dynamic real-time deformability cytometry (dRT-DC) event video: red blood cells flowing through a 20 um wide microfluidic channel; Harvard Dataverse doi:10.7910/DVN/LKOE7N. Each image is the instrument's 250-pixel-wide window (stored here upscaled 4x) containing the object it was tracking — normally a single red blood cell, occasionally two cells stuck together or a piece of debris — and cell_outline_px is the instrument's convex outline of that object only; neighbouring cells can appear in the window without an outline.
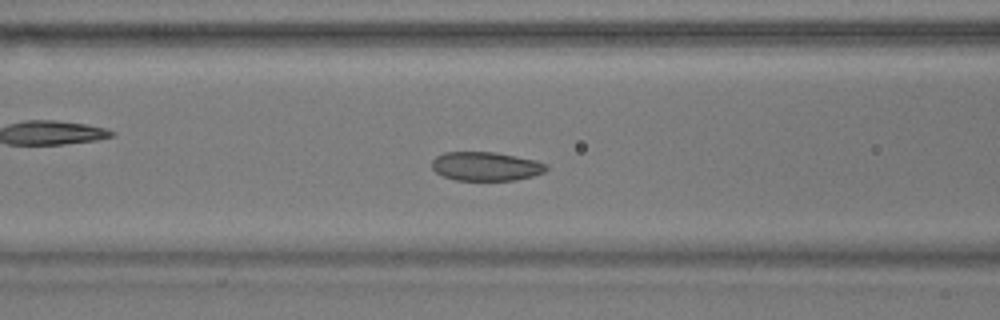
{"species": "common noctule bat (a hibernating species)", "species_latin": "Nyctalus noctula", "temperature_condition": "warm", "stored_images_in_passage": 56, "camera_frame_rate_fps": 3000, "um_per_image_px": 0.085, "animal": {"sex": "male", "body_mass_g": 17.9}, "frame": {"image": 1, "passage_image": 21, "time_ms": 6.667, "image_size_px": [1000, 320], "cell_outline_px": [[548, 168], [544, 172], [532, 176], [516, 180], [456, 180], [444, 176], [436, 172], [432, 168], [432, 160], [436, 156], [444, 152], [496, 152], [536, 160], [548, 164]], "centroid_in_image_um": [41.31, 14.13], "position_along_channel_um": 125.3, "area_um2": 19.31}}
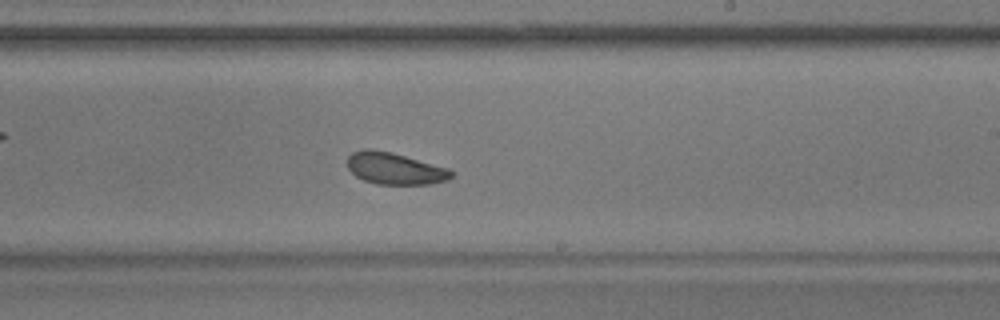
{"frame": {"image": 2, "passage_image": 32, "time_ms": 10.333, "image_size_px": [1000, 320], "cell_outline_px": [[456, 172], [448, 180], [428, 184], [376, 184], [364, 180], [356, 176], [348, 168], [348, 156], [352, 152], [364, 148], [368, 148], [392, 152], [448, 168]], "centroid_in_image_um": [33.57, 14.32], "position_along_channel_um": 255.4, "area_um2": 19.31}}
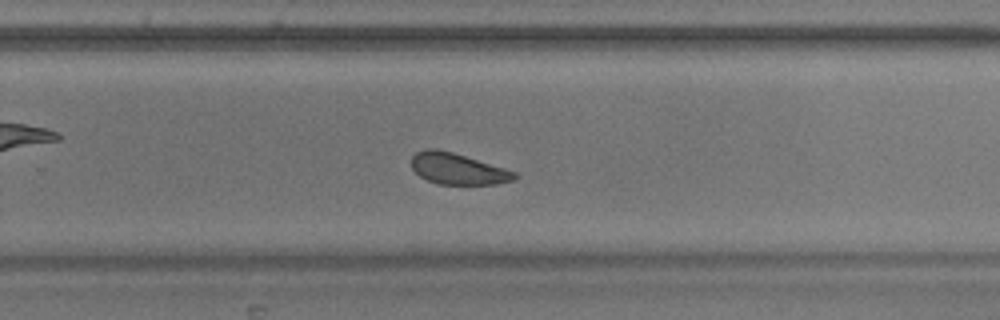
{"frame": {"image": 3, "passage_image": 35, "time_ms": 11.333, "image_size_px": [1000, 320], "cell_outline_px": [[516, 176], [512, 180], [496, 184], [436, 184], [420, 176], [412, 168], [412, 156], [416, 152], [424, 148], [436, 148], [452, 152], [504, 168], [516, 172]], "centroid_in_image_um": [38.86, 14.34], "position_along_channel_um": 290.9, "area_um2": 18.55}, "authors_computed_cell_mechanics": {"area_um2": 20.4901, "velocity_mm_per_s": 3.5514, "shape_relaxation_time_tau1_ms": 3.1787, "shape_relaxation_time_tau2_ms": 10.4349, "deformation_change_tau1": 0.0667, "deformation_change_tau2": 0.15}}